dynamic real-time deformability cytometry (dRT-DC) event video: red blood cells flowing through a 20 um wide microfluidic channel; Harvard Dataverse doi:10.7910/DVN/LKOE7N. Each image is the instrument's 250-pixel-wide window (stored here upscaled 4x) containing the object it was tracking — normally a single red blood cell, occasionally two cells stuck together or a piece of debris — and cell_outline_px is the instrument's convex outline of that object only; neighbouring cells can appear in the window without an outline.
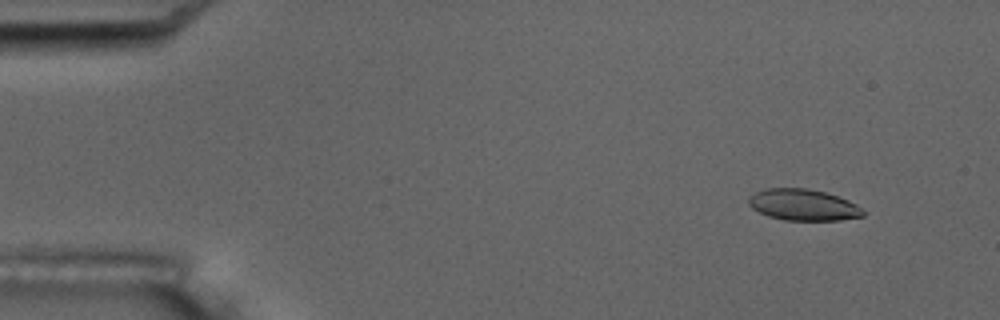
{"species": "common noctule bat (a hibernating species)", "species_latin": "Nyctalus noctula", "temperature_condition": "room temperature", "stored_images_in_passage": 5, "camera_frame_rate_fps": 3000, "um_per_image_px": 0.085, "animal": {"sex": "male", "body_mass_g": 17.5, "forearm_length_mm": 52.3}, "frame": {"image": 1, "passage_image": 2, "time_ms": 1.333, "image_size_px": [1000, 320], "cell_outline_px": [[864, 216], [840, 220], [784, 220], [768, 216], [752, 208], [748, 204], [748, 200], [756, 192], [764, 188], [808, 188], [824, 192], [848, 200], [856, 204], [864, 212]], "centroid_in_image_um": [68.26, 17.41], "position_along_channel_um": 16.7, "area_um2": 20.75}}